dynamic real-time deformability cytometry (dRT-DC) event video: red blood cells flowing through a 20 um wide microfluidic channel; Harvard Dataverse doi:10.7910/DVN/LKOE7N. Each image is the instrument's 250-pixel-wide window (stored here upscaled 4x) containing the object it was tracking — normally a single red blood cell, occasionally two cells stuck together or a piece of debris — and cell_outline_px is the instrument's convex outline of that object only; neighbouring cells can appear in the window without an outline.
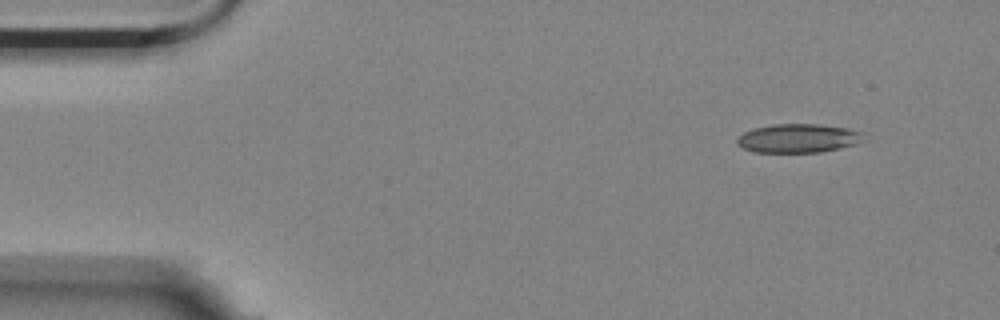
{"species": "Egyptian fruit bat (a non-hibernating species)", "species_latin": "Rousettus aegyptiacus", "temperature_condition": "room temperature", "stored_images_in_passage": 52, "camera_frame_rate_fps": 3000, "um_per_image_px": 0.085, "animal": {"sex": "female"}, "frame": {"image": 1, "passage_image": 1, "time_ms": 0.0, "image_size_px": [1000, 320], "cell_outline_px": [[864, 132], [860, 140], [856, 144], [840, 148], [820, 152], [756, 152], [744, 148], [736, 144], [736, 140], [744, 132], [752, 128], [772, 124], [816, 124], [848, 128]], "centroid_in_image_um": [67.82, 11.75], "position_along_channel_um": 17.2, "area_um2": 21.15}}
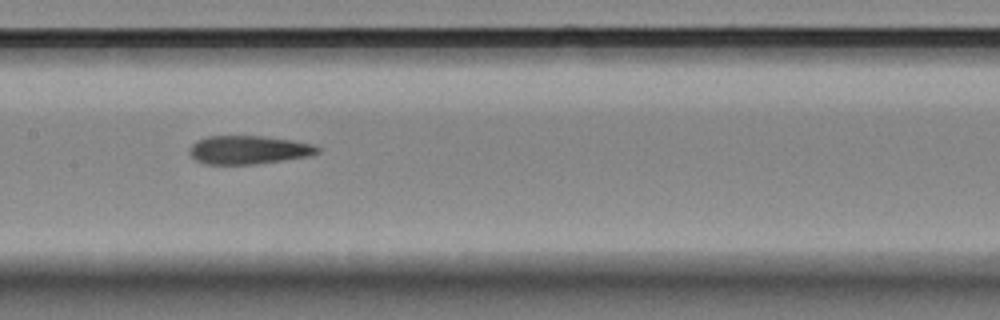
{"frame": {"image": 2, "passage_image": 23, "time_ms": 7.333, "image_size_px": [1000, 320], "cell_outline_px": [[320, 152], [308, 156], [284, 160], [256, 164], [204, 164], [196, 160], [188, 152], [188, 148], [196, 140], [208, 136], [264, 136], [292, 140], [312, 144], [320, 148]], "centroid_in_image_um": [21.1, 12.74], "position_along_channel_um": 186.3, "area_um2": 21.33}}
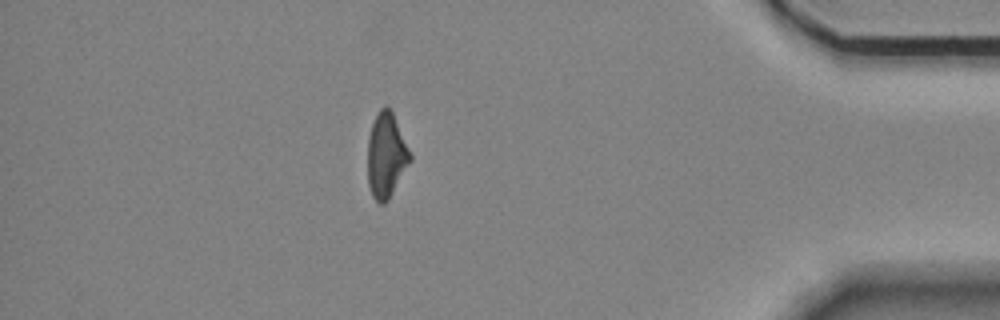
{"frame": {"image": 3, "passage_image": 45, "time_ms": 14.667, "image_size_px": [1000, 320], "cell_outline_px": [[412, 160], [388, 200], [384, 204], [380, 204], [372, 196], [368, 184], [368, 136], [372, 124], [380, 108], [384, 104], [388, 104], [392, 112], [412, 156]], "centroid_in_image_um": [32.82, 13.2], "position_along_channel_um": 402.4, "area_um2": 20.98}, "authors_computed_cell_mechanics": {"area_um2": 21.8195, "velocity_mm_per_s": 3.5155, "shape_relaxation_time_tau1_ms": null, "shape_relaxation_time_tau2_ms": 3.4721, "deformation_change_tau1": null, "deformation_change_tau2": 0.1186}}